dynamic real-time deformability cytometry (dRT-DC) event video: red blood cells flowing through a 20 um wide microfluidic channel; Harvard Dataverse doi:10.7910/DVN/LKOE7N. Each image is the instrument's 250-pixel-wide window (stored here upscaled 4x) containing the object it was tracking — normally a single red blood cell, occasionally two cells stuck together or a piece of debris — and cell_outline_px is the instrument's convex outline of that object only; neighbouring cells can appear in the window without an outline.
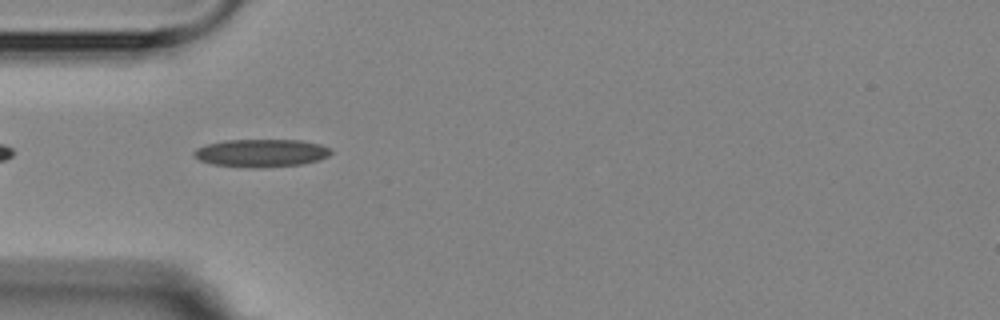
{"species": "Egyptian fruit bat (a non-hibernating species)", "species_latin": "Rousettus aegyptiacus", "temperature_condition": "room temperature", "stored_images_in_passage": 4, "camera_frame_rate_fps": 3000, "um_per_image_px": 0.085, "animal": {"sex": "female"}, "frame": {"image": 1, "passage_image": 3, "time_ms": 2.333, "image_size_px": [1000, 320], "cell_outline_px": [[332, 152], [328, 156], [316, 160], [300, 164], [260, 168], [252, 168], [212, 164], [200, 160], [192, 156], [192, 152], [196, 148], [208, 144], [224, 140], [300, 140], [320, 144], [332, 148]], "centroid_in_image_um": [22.18, 13.0], "position_along_channel_um": 62.8, "area_um2": 22.25}}